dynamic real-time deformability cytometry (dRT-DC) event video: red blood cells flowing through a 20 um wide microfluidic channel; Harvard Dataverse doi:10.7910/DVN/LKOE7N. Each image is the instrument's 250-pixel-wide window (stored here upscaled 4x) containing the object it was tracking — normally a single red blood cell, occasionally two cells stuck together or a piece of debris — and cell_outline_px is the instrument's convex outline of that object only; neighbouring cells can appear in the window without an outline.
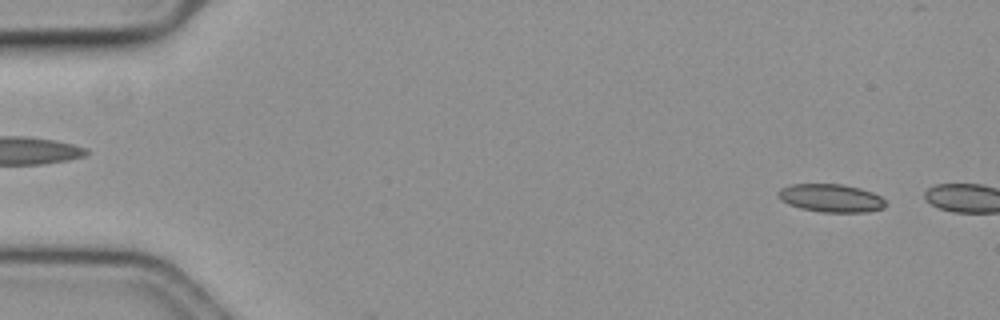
{"species": "common noctule bat (a hibernating species)", "species_latin": "Nyctalus noctula", "temperature_condition": "cold", "stored_images_in_passage": 6, "camera_frame_rate_fps": 3000, "um_per_image_px": 0.085, "animal": {"sex": "female", "body_mass_g": 19.3, "forearm_length_mm": 54.1}, "frame": {"image": 1, "passage_image": 4, "time_ms": 1.0, "image_size_px": [1000, 320], "cell_outline_px": [[888, 204], [884, 208], [868, 212], [820, 212], [800, 208], [788, 204], [780, 200], [776, 192], [780, 188], [792, 184], [840, 184], [860, 188], [872, 192], [880, 196]], "centroid_in_image_um": [70.62, 16.84], "position_along_channel_um": 14.4, "area_um2": 17.74}}